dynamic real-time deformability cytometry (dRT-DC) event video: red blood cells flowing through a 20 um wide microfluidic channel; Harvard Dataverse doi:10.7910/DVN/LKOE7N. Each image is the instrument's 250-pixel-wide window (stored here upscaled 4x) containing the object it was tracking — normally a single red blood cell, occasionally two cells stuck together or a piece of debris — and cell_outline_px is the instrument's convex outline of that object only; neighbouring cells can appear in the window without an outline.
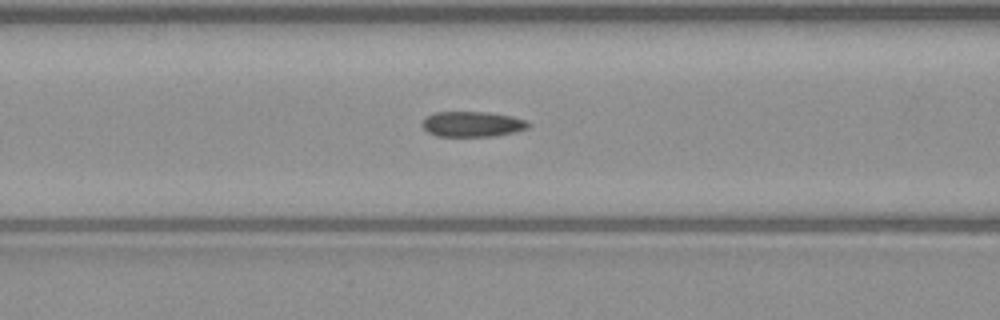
{"species": "common noctule bat (a hibernating species)", "species_latin": "Nyctalus noctula", "temperature_condition": "warm", "stored_images_in_passage": 36, "camera_frame_rate_fps": 3000, "um_per_image_px": 0.085, "animal": {"sex": "male", "body_mass_g": 23.1, "forearm_length_mm": 52.7}, "frame": {"image": 1, "passage_image": 6, "time_ms": 1.667, "image_size_px": [1000, 320], "cell_outline_px": [[528, 128], [516, 132], [492, 136], [436, 136], [428, 132], [420, 124], [424, 116], [432, 112], [488, 112], [512, 116], [528, 120]], "centroid_in_image_um": [40.11, 10.54], "position_along_channel_um": 126.5, "area_um2": 15.9}}
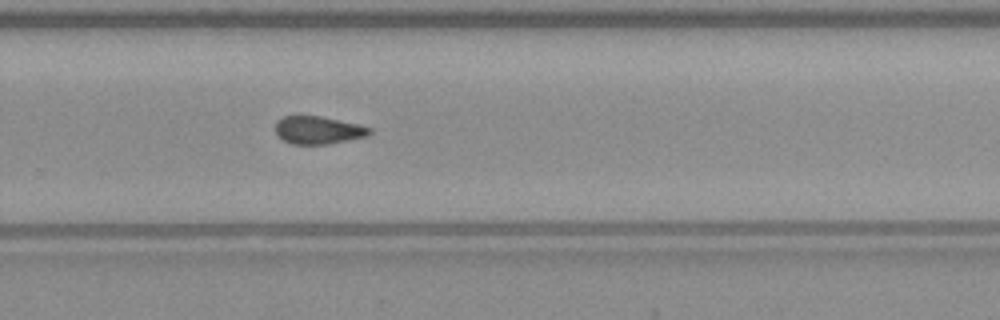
{"frame": {"image": 2, "passage_image": 19, "time_ms": 6.0, "image_size_px": [1000, 320], "cell_outline_px": [[372, 132], [368, 136], [328, 144], [292, 144], [284, 140], [276, 132], [276, 120], [284, 116], [300, 112], [320, 116], [356, 124], [372, 128]], "centroid_in_image_um": [27.01, 11.02], "position_along_channel_um": 302.8, "area_um2": 15.61}}
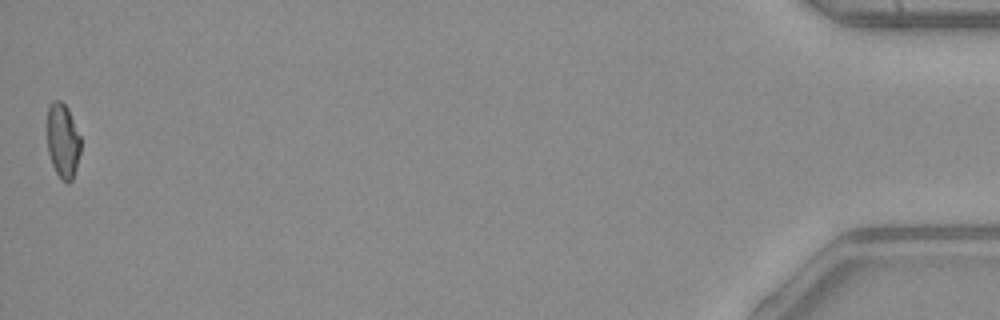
{"frame": {"image": 3, "passage_image": 36, "time_ms": 11.667, "image_size_px": [1000, 320], "cell_outline_px": [[80, 152], [76, 168], [72, 180], [68, 184], [56, 172], [52, 164], [48, 152], [48, 104], [52, 100], [60, 100], [68, 108], [80, 136]], "centroid_in_image_um": [5.34, 11.94], "position_along_channel_um": 429.9, "area_um2": 14.45}, "authors_computed_cell_mechanics": {"area_um2": 15.895, "velocity_mm_per_s": 4.0678, "shape_relaxation_time_tau1_ms": 9.2988, "shape_relaxation_time_tau2_ms": 4.2337, "deformation_change_tau1": 0.1749, "deformation_change_tau2": 0.098}}